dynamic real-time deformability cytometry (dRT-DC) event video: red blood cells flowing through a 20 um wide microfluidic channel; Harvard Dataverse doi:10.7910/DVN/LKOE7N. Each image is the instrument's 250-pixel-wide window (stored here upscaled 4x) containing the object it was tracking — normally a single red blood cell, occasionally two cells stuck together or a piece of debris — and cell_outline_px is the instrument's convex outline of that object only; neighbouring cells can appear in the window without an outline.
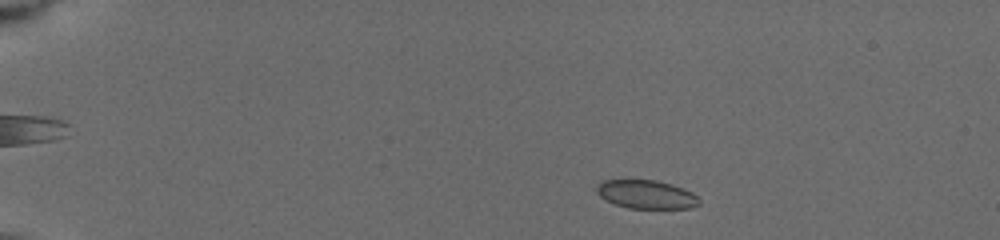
{"species": "common noctule bat (a hibernating species)", "species_latin": "Nyctalus noctula", "temperature_condition": "cold", "stored_images_in_passage": 47, "camera_frame_rate_fps": 3000, "um_per_image_px": 0.085, "animal": {"sex": "female", "body_mass_g": 19.5, "forearm_length_mm": 54.1}, "frame": {"image": 1, "passage_image": 2, "time_ms": 0.667, "image_size_px": [1000, 240], "cell_outline_px": [[700, 204], [688, 208], [628, 208], [616, 204], [600, 196], [596, 192], [596, 188], [604, 180], [656, 180], [672, 184], [692, 192], [700, 200]], "centroid_in_image_um": [54.96, 16.52], "position_along_channel_um": 30.0, "area_um2": 16.82}}
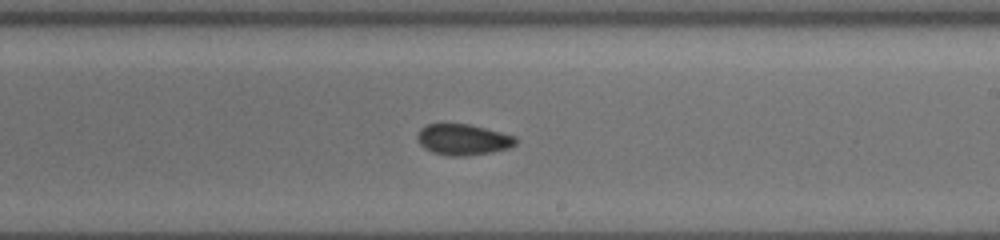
{"frame": {"image": 2, "passage_image": 17, "time_ms": 8.667, "image_size_px": [1000, 240], "cell_outline_px": [[516, 144], [508, 148], [492, 152], [464, 156], [448, 156], [432, 152], [424, 148], [420, 144], [416, 136], [420, 128], [428, 124], [468, 124], [516, 136]], "centroid_in_image_um": [39.33, 11.87], "position_along_channel_um": 249.7, "area_um2": 17.69}}
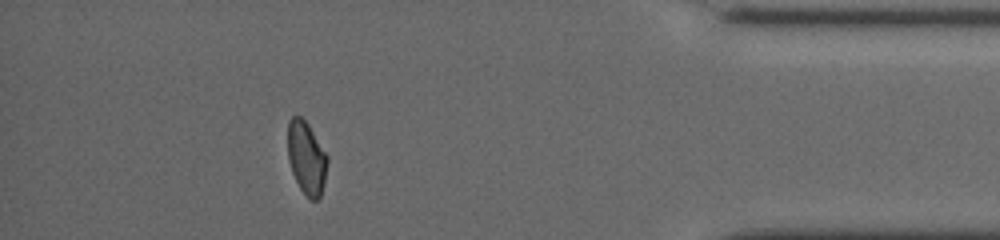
{"frame": {"image": 3, "passage_image": 39, "time_ms": 13.667, "image_size_px": [1000, 240], "cell_outline_px": [[328, 160], [324, 184], [320, 196], [316, 200], [312, 200], [300, 188], [292, 172], [288, 160], [288, 120], [292, 116], [300, 116], [308, 124], [328, 156]], "centroid_in_image_um": [26.05, 13.4], "position_along_channel_um": 409.2, "area_um2": 16.7}, "authors_computed_cell_mechanics": {"area_um2": 17.629, "velocity_mm_per_s": 3.9039, "shape_relaxation_time_tau1_ms": null, "shape_relaxation_time_tau2_ms": 3.6502, "deformation_change_tau1": null, "deformation_change_tau2": 0.0552}}